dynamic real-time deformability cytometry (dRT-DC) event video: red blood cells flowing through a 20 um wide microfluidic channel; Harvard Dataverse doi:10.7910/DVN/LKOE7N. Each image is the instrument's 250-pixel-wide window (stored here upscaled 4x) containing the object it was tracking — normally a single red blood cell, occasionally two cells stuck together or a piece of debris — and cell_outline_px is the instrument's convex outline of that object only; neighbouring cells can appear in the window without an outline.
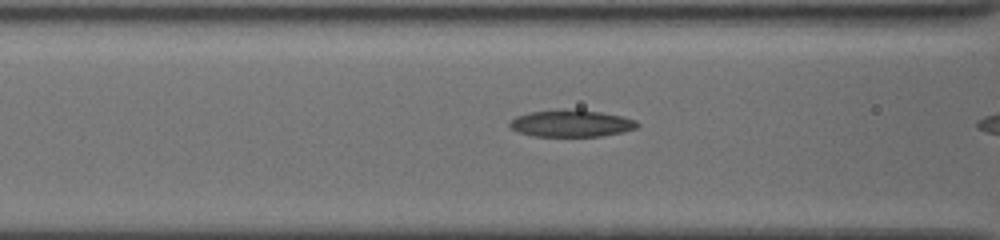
{"species": "common noctule bat (a hibernating species)", "species_latin": "Nyctalus noctula", "temperature_condition": "cold", "stored_images_in_passage": 8, "camera_frame_rate_fps": 3000, "um_per_image_px": 0.085, "animal": {"sex": "female", "body_mass_g": 19.5, "forearm_length_mm": 54.1}, "frame": {"image": 1, "passage_image": 7, "time_ms": 2.0, "image_size_px": [1000, 240], "cell_outline_px": [[640, 124], [636, 128], [620, 132], [600, 136], [532, 136], [520, 132], [512, 128], [508, 124], [516, 116], [532, 112], [560, 108], [564, 108], [600, 112], [620, 116], [636, 120]], "centroid_in_image_um": [48.55, 10.48], "position_along_channel_um": 118.1, "area_um2": 19.88}}